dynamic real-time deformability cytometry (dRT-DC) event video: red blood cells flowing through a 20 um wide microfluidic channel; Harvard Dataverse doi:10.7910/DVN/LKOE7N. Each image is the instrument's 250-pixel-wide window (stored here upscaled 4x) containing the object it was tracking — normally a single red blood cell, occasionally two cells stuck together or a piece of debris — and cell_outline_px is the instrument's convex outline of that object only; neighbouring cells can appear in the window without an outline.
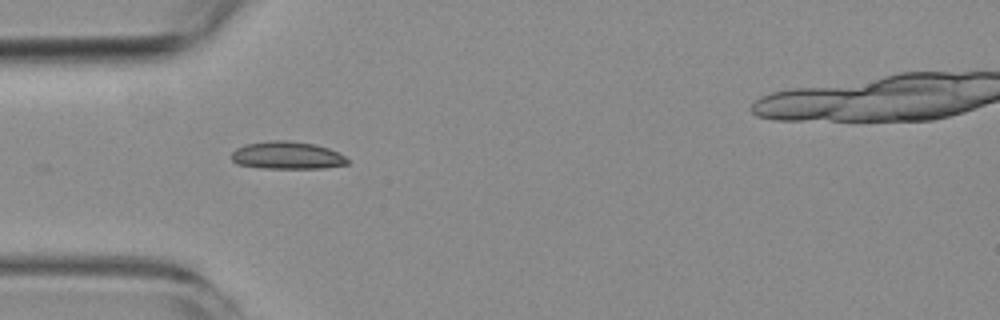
{"species": "common noctule bat (a hibernating species)", "species_latin": "Nyctalus noctula", "temperature_condition": "room temperature", "stored_images_in_passage": 7, "camera_frame_rate_fps": 3000, "um_per_image_px": 0.085, "animal": {"sex": "female", "body_mass_g": 19.3, "forearm_length_mm": 54.1}, "frame": {"image": 1, "passage_image": 3, "time_ms": 2.0, "image_size_px": [1000, 320], "cell_outline_px": [[348, 164], [324, 168], [264, 168], [236, 164], [232, 160], [232, 152], [236, 148], [244, 144], [272, 140], [288, 140], [316, 144], [328, 148], [344, 156], [348, 160]], "centroid_in_image_um": [24.38, 13.2], "position_along_channel_um": 60.6, "area_um2": 18.67}}
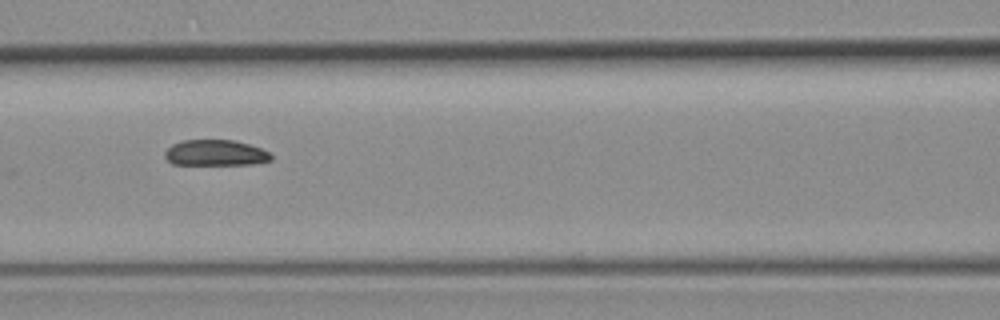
{"frame": {"image": 2, "passage_image": 5, "time_ms": 4.333, "image_size_px": [1000, 320], "cell_outline_px": [[272, 160], [256, 164], [172, 164], [164, 156], [164, 152], [172, 144], [184, 140], [232, 140], [248, 144], [260, 148], [268, 152], [272, 156]], "centroid_in_image_um": [18.31, 12.99], "position_along_channel_um": 148.3, "area_um2": 15.9}}
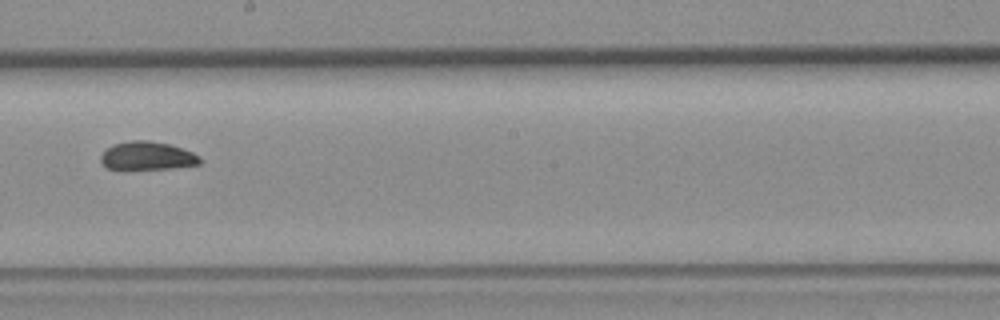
{"frame": {"image": 3, "passage_image": 7, "time_ms": 6.667, "image_size_px": [1000, 320], "cell_outline_px": [[200, 164], [172, 168], [108, 168], [100, 160], [100, 156], [112, 144], [132, 140], [148, 140], [168, 144], [192, 152], [200, 156]], "centroid_in_image_um": [12.52, 13.23], "position_along_channel_um": 235.7, "area_um2": 15.95}}